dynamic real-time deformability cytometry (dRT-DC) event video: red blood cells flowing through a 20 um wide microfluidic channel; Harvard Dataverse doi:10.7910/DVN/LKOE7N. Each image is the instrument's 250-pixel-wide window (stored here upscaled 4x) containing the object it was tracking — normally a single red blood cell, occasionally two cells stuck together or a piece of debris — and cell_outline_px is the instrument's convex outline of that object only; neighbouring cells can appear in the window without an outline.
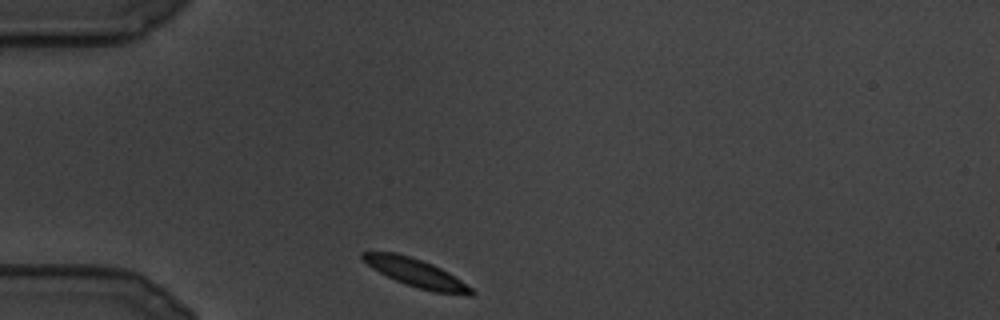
{"species": "common noctule bat (a hibernating species)", "species_latin": "Nyctalus noctula", "temperature_condition": "cold", "stored_images_in_passage": 82, "camera_frame_rate_fps": 3000, "um_per_image_px": 0.085, "animal": {"sex": "male", "body_mass_g": 19.5, "forearm_length_mm": 54.6}, "frame": {"image": 1, "passage_image": 1, "time_ms": 0.0, "image_size_px": [1000, 320], "cell_outline_px": [[476, 292], [472, 296], [468, 296], [432, 292], [396, 280], [372, 268], [360, 256], [360, 252], [396, 252], [432, 264], [448, 272], [472, 288]], "centroid_in_image_um": [35.41, 23.21], "position_along_channel_um": 49.6, "area_um2": 17.57}}
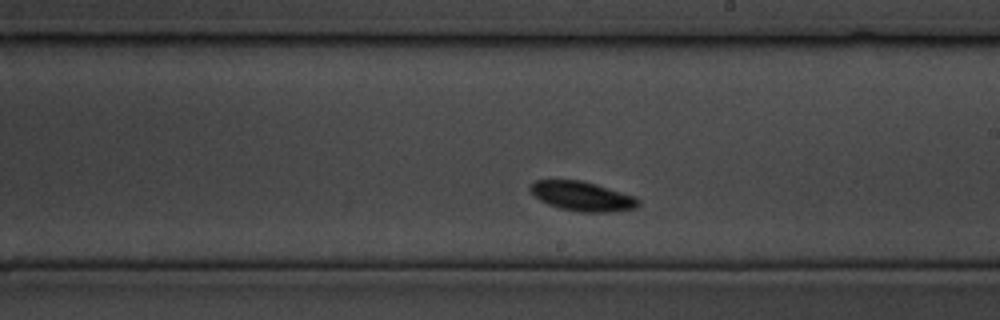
{"frame": {"image": 2, "passage_image": 36, "time_ms": 11.667, "image_size_px": [1000, 320], "cell_outline_px": [[640, 204], [636, 208], [612, 212], [580, 212], [560, 208], [548, 204], [540, 200], [528, 188], [536, 180], [580, 180], [596, 184], [636, 196], [640, 200]], "centroid_in_image_um": [49.54, 16.68], "position_along_channel_um": 239.5, "area_um2": 18.55}}
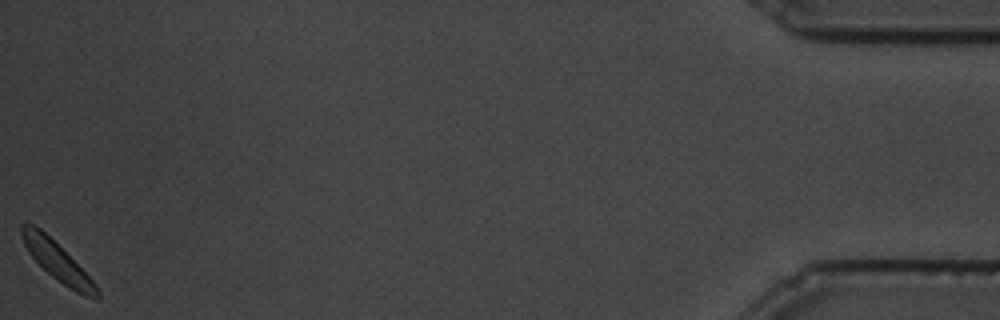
{"frame": {"image": 3, "passage_image": 82, "time_ms": 27.0, "image_size_px": [1000, 320], "cell_outline_px": [[100, 300], [96, 300], [84, 296], [76, 292], [52, 276], [28, 252], [20, 236], [20, 224], [32, 224], [40, 228], [96, 284], [100, 292]], "centroid_in_image_um": [4.87, 22.24], "position_along_channel_um": 430.3, "area_um2": 16.24}}